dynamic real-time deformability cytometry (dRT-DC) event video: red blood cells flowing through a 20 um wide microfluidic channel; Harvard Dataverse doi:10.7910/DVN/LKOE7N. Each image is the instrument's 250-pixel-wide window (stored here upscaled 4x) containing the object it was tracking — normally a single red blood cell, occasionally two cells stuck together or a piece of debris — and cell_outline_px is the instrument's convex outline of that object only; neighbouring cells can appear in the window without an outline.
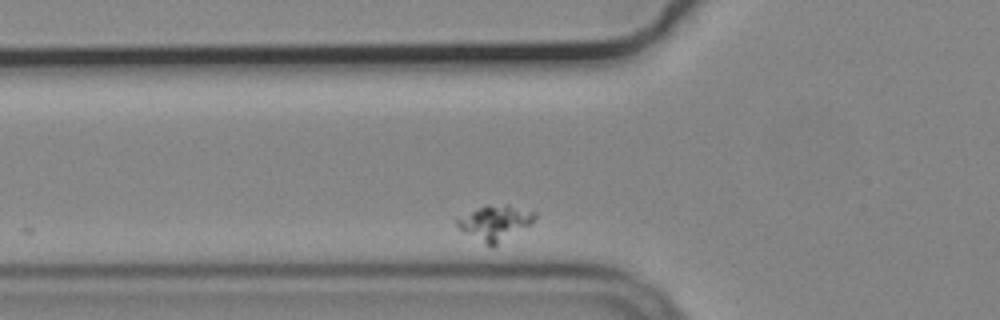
{"species": "common noctule bat (a hibernating species)", "species_latin": "Nyctalus noctula", "temperature_condition": "cold", "stored_images_in_passage": 10, "camera_frame_rate_fps": 3000, "um_per_image_px": 0.085, "animal": {"sex": "male", "body_mass_g": 19.2, "forearm_length_mm": 51.8}, "frame": {"image": 1, "passage_image": 2, "time_ms": 0.333, "image_size_px": [1000, 320], "cell_outline_px": [[536, 216], [528, 224], [492, 248], [464, 232], [456, 224], [456, 220], [488, 204], [508, 204], [536, 212]], "centroid_in_image_um": [42.09, 18.93], "position_along_channel_um": 83.7, "area_um2": 15.26}}
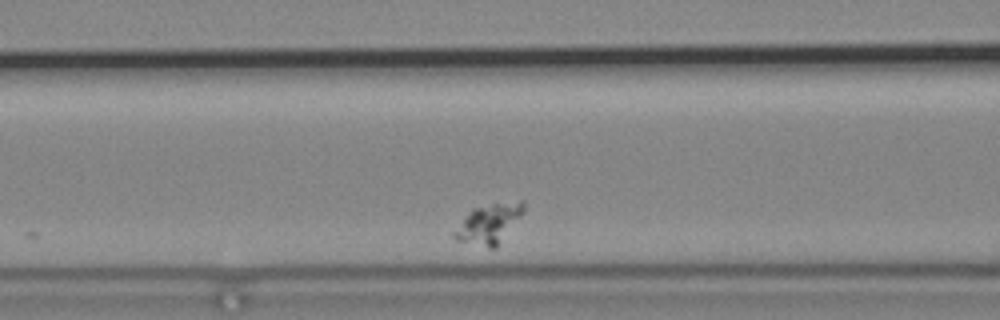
{"frame": {"image": 2, "passage_image": 6, "time_ms": 1.667, "image_size_px": [1000, 320], "cell_outline_px": [[524, 212], [496, 248], [488, 248], [456, 240], [452, 236], [452, 232], [472, 208], [492, 204], [520, 200], [524, 200]], "centroid_in_image_um": [41.56, 19.02], "position_along_channel_um": 125.0, "area_um2": 15.95}}